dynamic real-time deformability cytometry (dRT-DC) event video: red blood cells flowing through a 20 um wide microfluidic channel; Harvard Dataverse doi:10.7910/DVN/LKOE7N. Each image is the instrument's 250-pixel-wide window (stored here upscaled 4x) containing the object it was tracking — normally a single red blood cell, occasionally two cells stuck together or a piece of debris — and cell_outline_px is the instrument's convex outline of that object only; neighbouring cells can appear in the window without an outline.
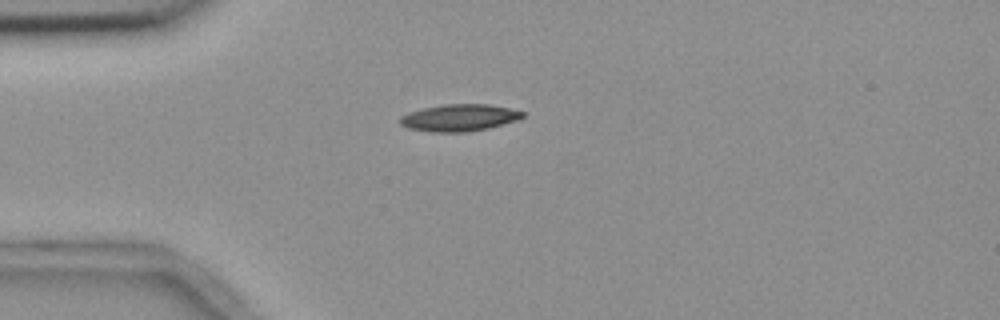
{"species": "common noctule bat (a hibernating species)", "species_latin": "Nyctalus noctula", "temperature_condition": "room temperature", "stored_images_in_passage": 42, "camera_frame_rate_fps": 3000, "um_per_image_px": 0.085, "animal": {"sex": "female", "body_mass_g": 18.4}, "frame": {"image": 1, "passage_image": 1, "time_ms": 0.0, "image_size_px": [1000, 320], "cell_outline_px": [[524, 116], [516, 120], [488, 128], [464, 132], [432, 132], [408, 128], [400, 124], [400, 116], [408, 112], [424, 108], [448, 104], [488, 104], [508, 108], [524, 112]], "centroid_in_image_um": [39.01, 10.01], "position_along_channel_um": 46.0, "area_um2": 19.02}}
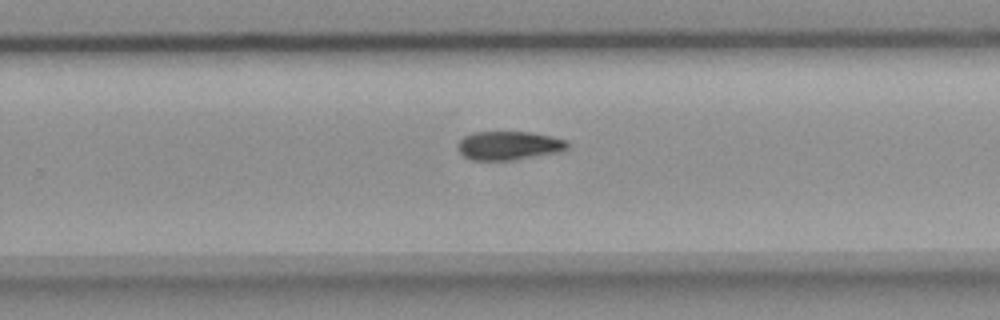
{"frame": {"image": 2, "passage_image": 22, "time_ms": 7.0, "image_size_px": [1000, 320], "cell_outline_px": [[568, 148], [556, 152], [508, 160], [472, 160], [464, 156], [456, 148], [456, 144], [464, 136], [472, 132], [532, 132], [552, 136], [568, 140]], "centroid_in_image_um": [43.21, 12.35], "position_along_channel_um": 286.6, "area_um2": 18.26}}
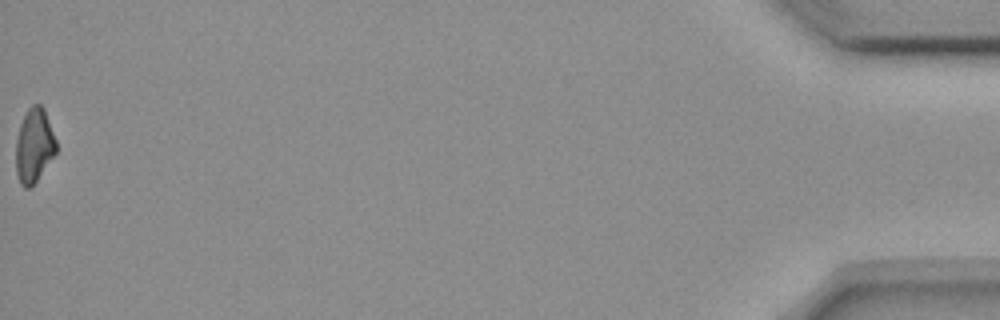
{"frame": {"image": 3, "passage_image": 42, "time_ms": 13.667, "image_size_px": [1000, 320], "cell_outline_px": [[56, 152], [36, 180], [28, 188], [24, 188], [20, 184], [16, 172], [16, 140], [20, 124], [28, 108], [32, 104], [40, 104], [44, 108], [56, 140]], "centroid_in_image_um": [2.89, 12.35], "position_along_channel_um": 432.3, "area_um2": 17.17}, "authors_computed_cell_mechanics": {"area_um2": 18.2648, "velocity_mm_per_s": 3.6755, "shape_relaxation_time_tau1_ms": 0.0978, "shape_relaxation_time_tau2_ms": null, "deformation_change_tau1": 0.2893, "deformation_change_tau2": null}}